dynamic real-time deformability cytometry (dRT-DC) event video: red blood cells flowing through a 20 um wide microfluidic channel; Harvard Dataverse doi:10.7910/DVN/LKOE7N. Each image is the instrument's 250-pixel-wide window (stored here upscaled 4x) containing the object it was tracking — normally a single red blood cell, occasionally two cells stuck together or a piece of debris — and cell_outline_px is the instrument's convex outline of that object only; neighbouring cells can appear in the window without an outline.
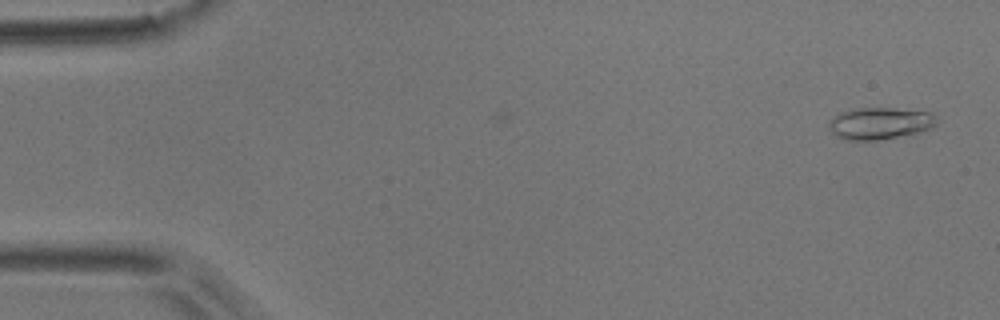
{"species": "common noctule bat (a hibernating species)", "species_latin": "Nyctalus noctula", "temperature_condition": "room temperature", "stored_images_in_passage": 2, "camera_frame_rate_fps": 3000, "um_per_image_px": 0.085, "animal": {"sex": "male", "body_mass_g": 17.9}, "frame": {"image": 1, "passage_image": 2, "time_ms": 1.333, "image_size_px": [1000, 320], "cell_outline_px": [[936, 124], [932, 128], [920, 132], [876, 140], [844, 140], [836, 136], [832, 132], [828, 124], [828, 120], [832, 116], [840, 112], [852, 108], [892, 108], [932, 112], [936, 116]], "centroid_in_image_um": [74.76, 10.47], "position_along_channel_um": 10.2, "area_um2": 20.23}}